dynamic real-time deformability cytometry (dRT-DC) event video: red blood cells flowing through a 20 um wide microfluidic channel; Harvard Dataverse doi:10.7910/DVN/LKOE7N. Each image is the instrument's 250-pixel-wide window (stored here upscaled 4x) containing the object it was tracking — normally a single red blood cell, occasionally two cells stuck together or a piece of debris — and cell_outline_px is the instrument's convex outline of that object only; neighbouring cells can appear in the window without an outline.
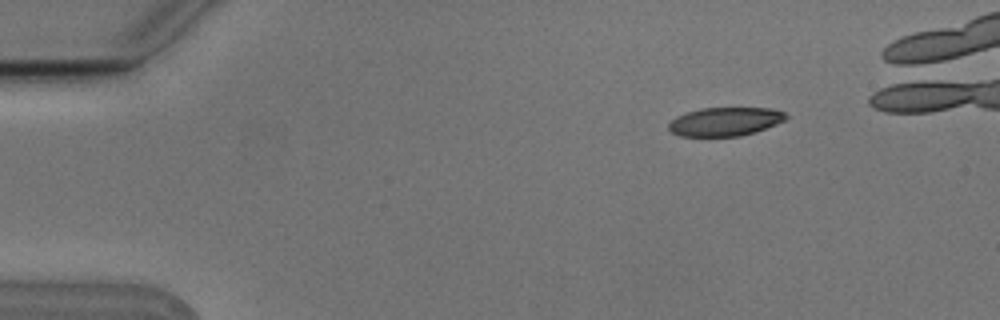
{"species": "Egyptian fruit bat (a non-hibernating species)", "species_latin": "Rousettus aegyptiacus", "temperature_condition": "cold", "stored_images_in_passage": 6, "camera_frame_rate_fps": 3000, "um_per_image_px": 0.085, "animal": {"sex": "male"}, "frame": {"image": 1, "passage_image": 2, "time_ms": 0.333, "image_size_px": [1000, 320], "cell_outline_px": [[788, 116], [784, 120], [776, 124], [740, 136], [680, 136], [672, 132], [668, 128], [668, 124], [676, 116], [700, 108], [768, 108], [784, 112]], "centroid_in_image_um": [61.6, 10.33], "position_along_channel_um": 23.4, "area_um2": 19.31}}